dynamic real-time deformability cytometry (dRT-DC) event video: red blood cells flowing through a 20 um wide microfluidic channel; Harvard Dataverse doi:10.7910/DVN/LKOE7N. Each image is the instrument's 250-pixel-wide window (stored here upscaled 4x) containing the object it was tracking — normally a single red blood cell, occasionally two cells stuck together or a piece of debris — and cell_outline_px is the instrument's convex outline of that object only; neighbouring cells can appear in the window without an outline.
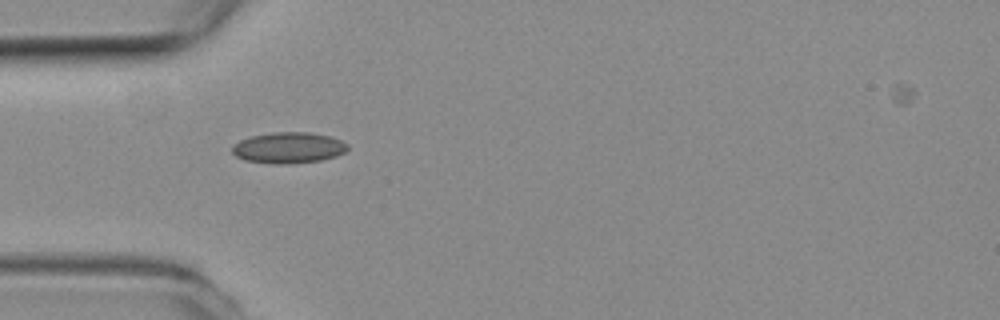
{"species": "common noctule bat (a hibernating species)", "species_latin": "Nyctalus noctula", "temperature_condition": "room temperature", "stored_images_in_passage": 21, "camera_frame_rate_fps": 3000, "um_per_image_px": 0.085, "animal": {"sex": "female", "body_mass_g": 19.3, "forearm_length_mm": 54.1}, "frame": {"image": 1, "passage_image": 1, "time_ms": 0.0, "image_size_px": [1000, 320], "cell_outline_px": [[348, 148], [344, 152], [336, 156], [320, 160], [284, 164], [272, 164], [244, 160], [236, 156], [232, 152], [232, 144], [240, 140], [252, 136], [272, 132], [308, 132], [328, 136], [340, 140], [348, 144]], "centroid_in_image_um": [24.49, 12.56], "position_along_channel_um": 60.5, "area_um2": 20.81}}
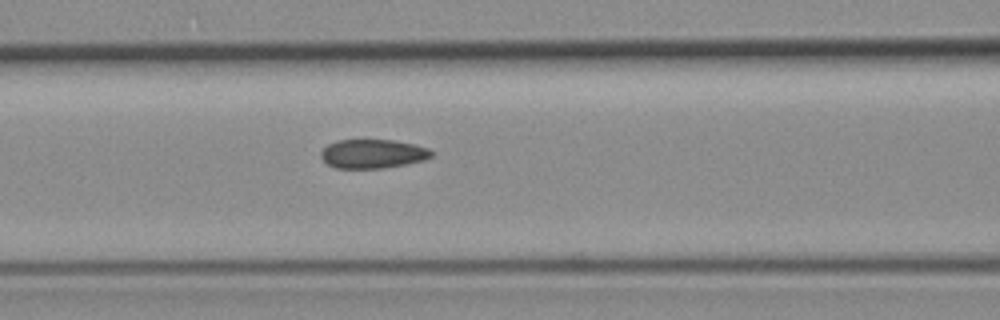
{"frame": {"image": 2, "passage_image": 7, "time_ms": 2.0, "image_size_px": [1000, 320], "cell_outline_px": [[432, 156], [420, 160], [404, 164], [380, 168], [336, 168], [328, 164], [320, 156], [320, 152], [328, 144], [336, 140], [392, 140], [412, 144], [428, 148], [432, 152]], "centroid_in_image_um": [31.62, 13.06], "position_along_channel_um": 135.0, "area_um2": 18.32}}
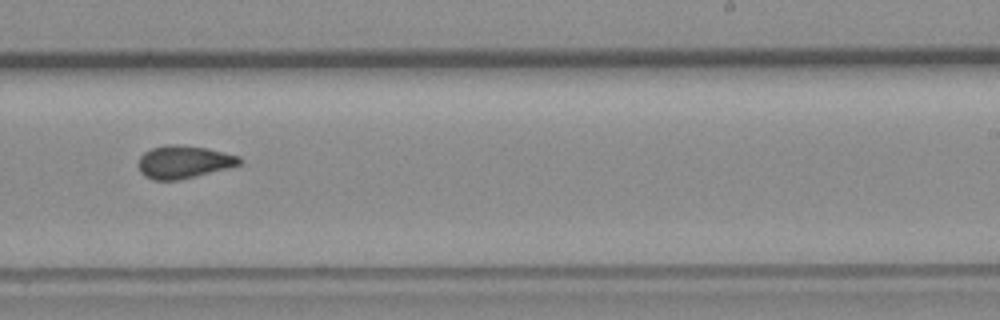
{"frame": {"image": 3, "passage_image": 18, "time_ms": 5.667, "image_size_px": [1000, 320], "cell_outline_px": [[244, 160], [240, 164], [228, 168], [180, 180], [152, 180], [144, 176], [140, 172], [136, 164], [140, 156], [144, 152], [152, 148], [164, 144], [176, 144], [204, 148], [240, 156]], "centroid_in_image_um": [15.57, 13.77], "position_along_channel_um": 273.4, "area_um2": 19.48}}